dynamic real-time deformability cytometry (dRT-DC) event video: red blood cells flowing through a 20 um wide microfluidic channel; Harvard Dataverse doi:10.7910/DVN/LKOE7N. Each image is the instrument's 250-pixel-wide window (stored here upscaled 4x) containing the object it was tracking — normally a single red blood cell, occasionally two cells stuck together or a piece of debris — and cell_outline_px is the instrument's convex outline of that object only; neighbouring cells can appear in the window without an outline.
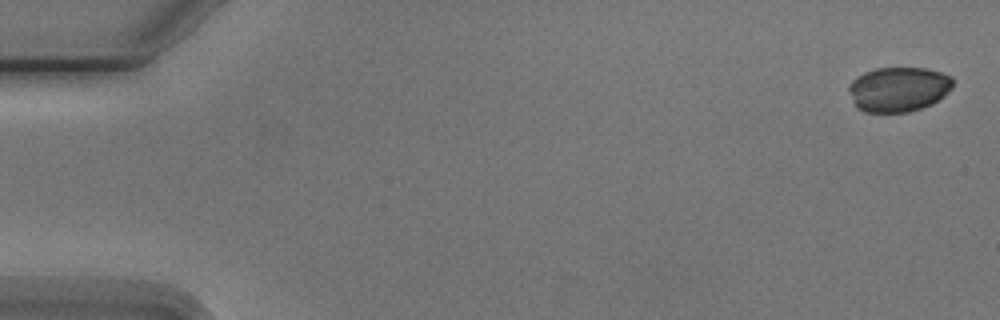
{"species": "Egyptian fruit bat (a non-hibernating species)", "species_latin": "Rousettus aegyptiacus", "temperature_condition": "cold", "stored_images_in_passage": 6, "camera_frame_rate_fps": 3000, "um_per_image_px": 0.085, "animal": {"sex": "male"}, "frame": {"image": 1, "passage_image": 1, "time_ms": 0.0, "image_size_px": [1000, 320], "cell_outline_px": [[952, 88], [944, 96], [932, 104], [908, 112], [864, 112], [856, 108], [852, 100], [848, 88], [848, 84], [856, 76], [864, 72], [876, 68], [928, 68], [952, 76]], "centroid_in_image_um": [76.35, 7.58], "position_along_channel_um": 8.7, "area_um2": 27.4}}
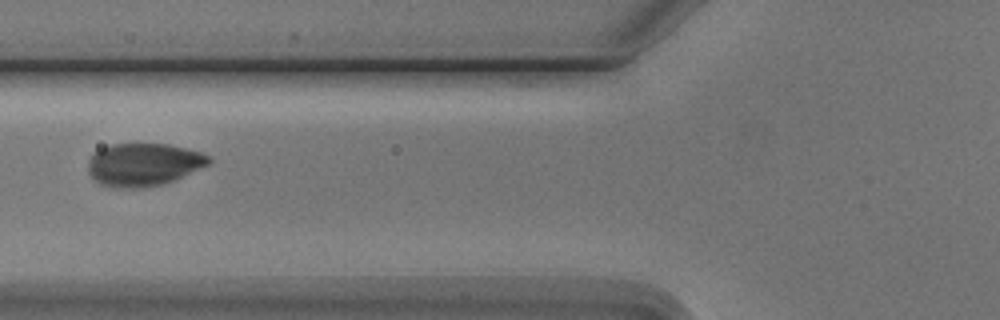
{"frame": {"image": 2, "passage_image": 6, "time_ms": 6.667, "image_size_px": [1000, 320], "cell_outline_px": [[212, 160], [208, 164], [164, 184], [144, 188], [112, 188], [100, 184], [88, 172], [88, 160], [92, 152], [100, 148], [112, 144], [168, 144], [200, 152], [208, 156]], "centroid_in_image_um": [12.14, 13.99], "position_along_channel_um": 113.7, "area_um2": 30.11}}